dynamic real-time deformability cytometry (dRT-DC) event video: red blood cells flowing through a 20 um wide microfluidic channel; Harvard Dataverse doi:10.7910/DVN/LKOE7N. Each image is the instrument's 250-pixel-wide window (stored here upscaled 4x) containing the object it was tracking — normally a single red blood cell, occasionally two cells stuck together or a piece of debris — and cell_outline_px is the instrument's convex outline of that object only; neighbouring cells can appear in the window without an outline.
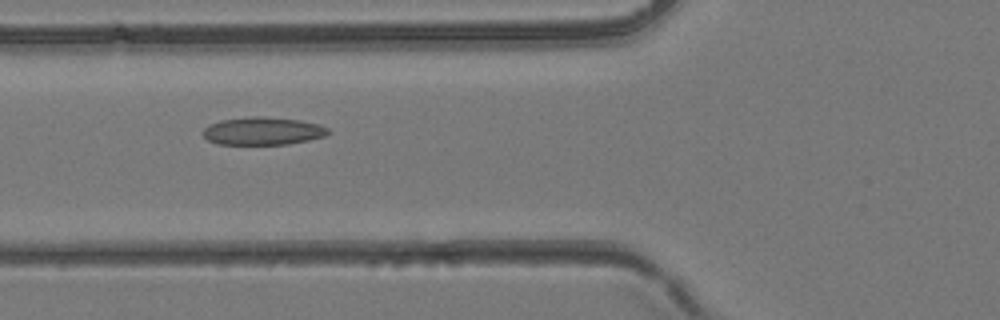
{"species": "common noctule bat (a hibernating species)", "species_latin": "Nyctalus noctula", "temperature_condition": "room temperature", "stored_images_in_passage": 33, "camera_frame_rate_fps": 3000, "um_per_image_px": 0.085, "animal": {"sex": "female", "body_mass_g": 24.6, "forearm_length_mm": 56.2}, "frame": {"image": 1, "passage_image": 17, "time_ms": 5.333, "image_size_px": [1000, 320], "cell_outline_px": [[328, 132], [324, 136], [308, 140], [288, 144], [216, 144], [208, 140], [204, 136], [204, 128], [208, 124], [220, 120], [248, 116], [264, 116], [300, 120], [320, 124], [328, 128]], "centroid_in_image_um": [22.31, 11.12], "position_along_channel_um": 103.5, "area_um2": 20.35}}
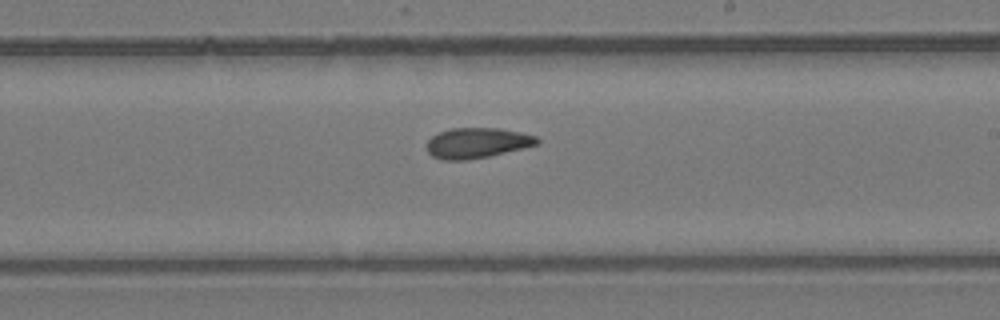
{"frame": {"image": 2, "passage_image": 26, "time_ms": 8.333, "image_size_px": [1000, 320], "cell_outline_px": [[540, 144], [488, 156], [464, 160], [444, 160], [432, 156], [428, 152], [428, 140], [432, 136], [440, 132], [452, 128], [496, 128], [520, 132], [536, 136], [540, 140]], "centroid_in_image_um": [40.57, 12.14], "position_along_channel_um": 248.4, "area_um2": 19.31}}
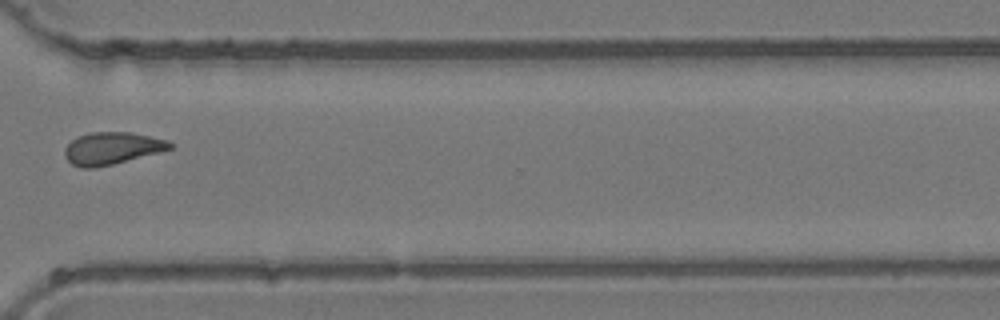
{"frame": {"image": 3, "passage_image": 33, "time_ms": 10.667, "image_size_px": [1000, 320], "cell_outline_px": [[172, 148], [112, 164], [96, 168], [84, 168], [72, 164], [64, 156], [64, 148], [76, 136], [92, 132], [128, 132], [168, 140], [172, 144]], "centroid_in_image_um": [9.45, 12.6], "position_along_channel_um": 361.1, "area_um2": 19.48}}